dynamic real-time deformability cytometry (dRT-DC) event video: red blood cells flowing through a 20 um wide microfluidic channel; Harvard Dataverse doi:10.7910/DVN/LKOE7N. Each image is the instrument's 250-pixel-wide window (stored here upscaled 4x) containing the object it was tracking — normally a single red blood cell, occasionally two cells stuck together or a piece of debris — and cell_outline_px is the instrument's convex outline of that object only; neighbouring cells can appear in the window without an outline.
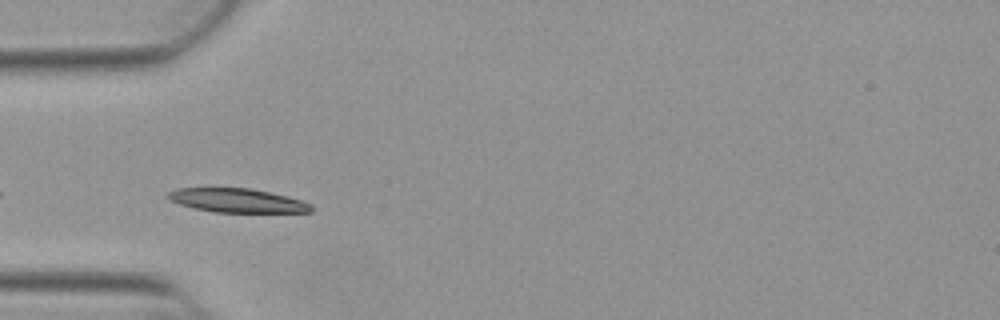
{"species": "Egyptian fruit bat (a non-hibernating species)", "species_latin": "Rousettus aegyptiacus", "temperature_condition": "warm", "stored_images_in_passage": 38, "camera_frame_rate_fps": 3000, "um_per_image_px": 0.085, "animal": {"sex": "female"}, "frame": {"image": 1, "passage_image": 2, "time_ms": 0.333, "image_size_px": [1000, 320], "cell_outline_px": [[312, 212], [212, 212], [180, 204], [168, 200], [164, 196], [168, 192], [176, 188], [248, 188], [288, 196], [312, 204]], "centroid_in_image_um": [20.12, 17.04], "position_along_channel_um": 64.9, "area_um2": 19.94}}
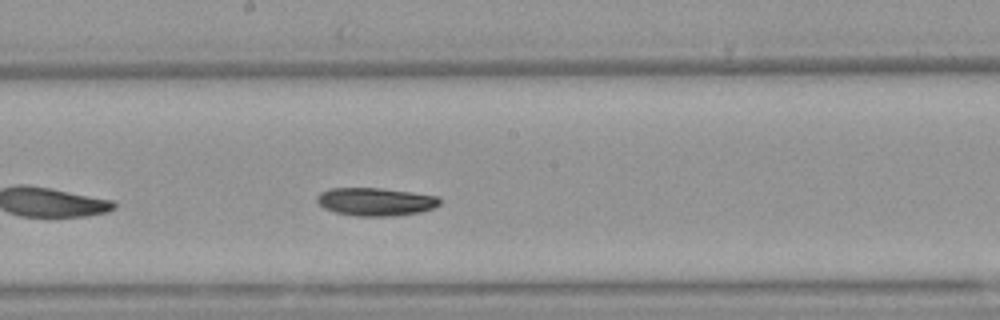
{"frame": {"image": 2, "passage_image": 14, "time_ms": 4.333, "image_size_px": [1000, 320], "cell_outline_px": [[440, 204], [432, 208], [420, 212], [396, 216], [356, 216], [336, 212], [324, 208], [316, 200], [316, 196], [320, 192], [332, 188], [380, 188], [412, 192], [440, 196]], "centroid_in_image_um": [31.94, 17.14], "position_along_channel_um": 216.3, "area_um2": 20.11}}
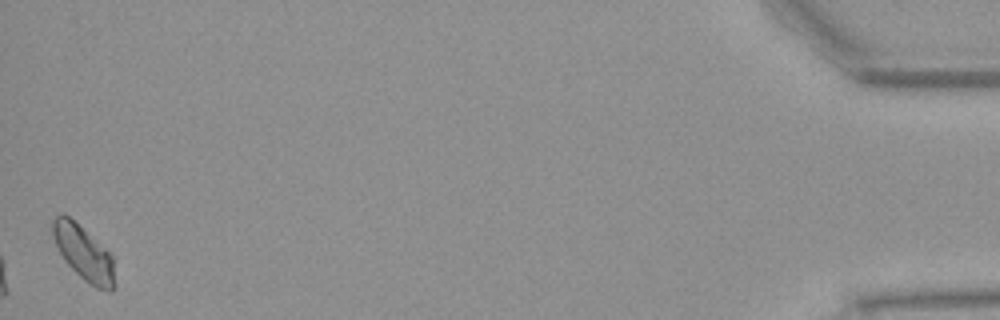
{"frame": {"image": 3, "passage_image": 38, "time_ms": 12.333, "image_size_px": [1000, 320], "cell_outline_px": [[112, 292], [108, 292], [96, 288], [84, 280], [64, 260], [56, 244], [52, 232], [52, 220], [56, 216], [68, 216], [104, 248], [112, 256]], "centroid_in_image_um": [7.08, 21.53], "position_along_channel_um": 428.1, "area_um2": 18.73}, "authors_computed_cell_mechanics": {"area_um2": 19.7098, "velocity_mm_per_s": 3.8207, "shape_relaxation_time_tau1_ms": 2.8577, "shape_relaxation_time_tau2_ms": null, "deformation_change_tau1": 0.0979, "deformation_change_tau2": null}}